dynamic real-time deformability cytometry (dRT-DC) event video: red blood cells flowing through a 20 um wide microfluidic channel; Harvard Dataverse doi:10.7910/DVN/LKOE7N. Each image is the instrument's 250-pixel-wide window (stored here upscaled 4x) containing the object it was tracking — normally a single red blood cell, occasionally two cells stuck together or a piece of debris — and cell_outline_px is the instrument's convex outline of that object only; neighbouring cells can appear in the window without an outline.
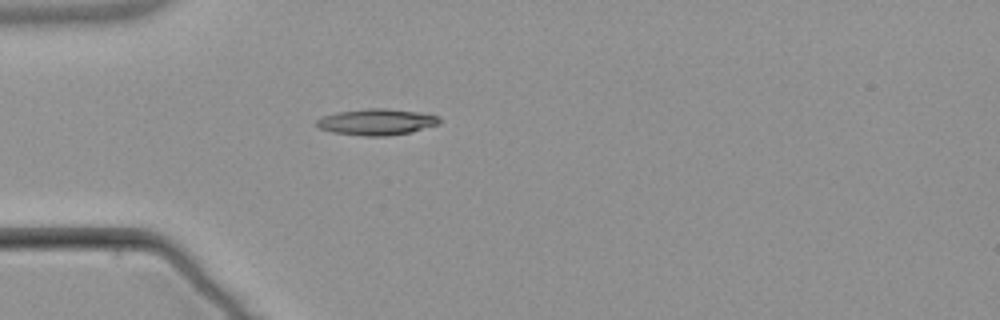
{"species": "common noctule bat (a hibernating species)", "species_latin": "Nyctalus noctula", "temperature_condition": "warm", "stored_images_in_passage": 5, "camera_frame_rate_fps": 3000, "um_per_image_px": 0.085, "animal": {"sex": "male", "body_mass_g": 21.5, "forearm_length_mm": 52.0}, "frame": {"image": 1, "passage_image": 5, "time_ms": 5.0, "image_size_px": [1000, 320], "cell_outline_px": [[440, 124], [412, 132], [388, 136], [364, 136], [332, 132], [320, 128], [316, 124], [316, 120], [320, 116], [336, 112], [368, 108], [384, 108], [420, 112], [436, 116], [440, 120]], "centroid_in_image_um": [31.99, 10.36], "position_along_channel_um": 53.0, "area_um2": 18.9}}